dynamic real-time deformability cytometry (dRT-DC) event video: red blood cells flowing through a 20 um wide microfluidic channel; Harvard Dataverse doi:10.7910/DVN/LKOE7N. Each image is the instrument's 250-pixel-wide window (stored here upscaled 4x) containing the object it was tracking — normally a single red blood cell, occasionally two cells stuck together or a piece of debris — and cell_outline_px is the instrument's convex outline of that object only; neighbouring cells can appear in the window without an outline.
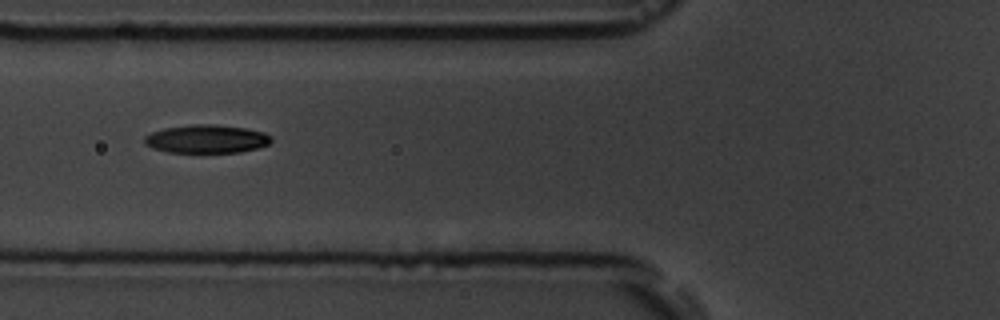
{"species": "common noctule bat (a hibernating species)", "species_latin": "Nyctalus noctula", "temperature_condition": "room temperature", "stored_images_in_passage": 13, "segment_of_instrument_passage": [1, 2], "camera_frame_rate_fps": 3000, "um_per_image_px": 0.085, "animal": {"sex": "male", "body_mass_g": 19.5, "forearm_length_mm": 54.6}, "frame": {"image": 1, "passage_image": 3, "time_ms": 2.0, "image_size_px": [1000, 320], "cell_outline_px": [[272, 140], [268, 144], [256, 148], [240, 152], [168, 152], [152, 148], [144, 144], [144, 136], [152, 132], [164, 128], [192, 124], [216, 124], [248, 128], [264, 132], [272, 136]], "centroid_in_image_um": [17.56, 11.8], "position_along_channel_um": 108.2, "area_um2": 21.04}}
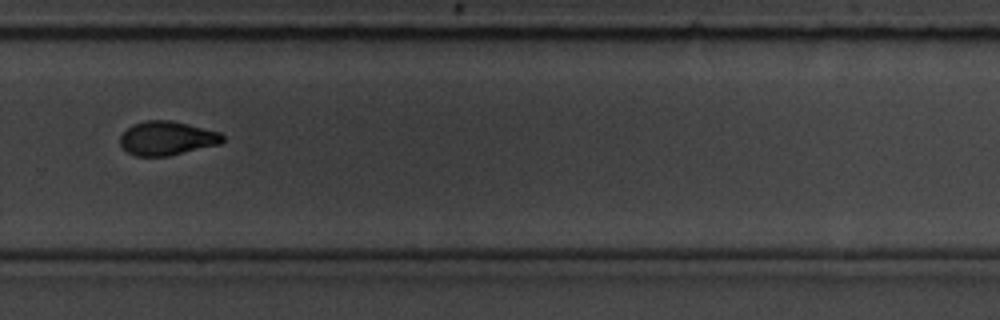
{"frame": {"image": 2, "passage_image": 8, "time_ms": 7.667, "image_size_px": [1000, 320], "cell_outline_px": [[224, 140], [220, 144], [168, 156], [136, 156], [128, 152], [120, 144], [120, 136], [132, 124], [144, 120], [168, 120], [188, 124], [220, 132], [224, 136]], "centroid_in_image_um": [14.19, 11.75], "position_along_channel_um": 315.6, "area_um2": 20.23}}
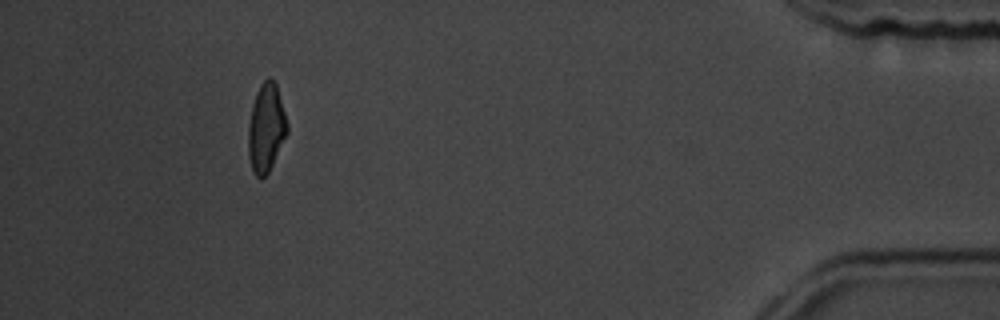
{"frame": {"image": 3, "passage_image": 11, "time_ms": 12.0, "image_size_px": [1000, 320], "cell_outline_px": [[288, 132], [268, 172], [260, 180], [252, 172], [248, 156], [248, 124], [252, 104], [256, 92], [260, 84], [268, 76], [276, 84], [288, 124]], "centroid_in_image_um": [22.6, 10.88], "position_along_channel_um": 412.6, "area_um2": 20.11}}